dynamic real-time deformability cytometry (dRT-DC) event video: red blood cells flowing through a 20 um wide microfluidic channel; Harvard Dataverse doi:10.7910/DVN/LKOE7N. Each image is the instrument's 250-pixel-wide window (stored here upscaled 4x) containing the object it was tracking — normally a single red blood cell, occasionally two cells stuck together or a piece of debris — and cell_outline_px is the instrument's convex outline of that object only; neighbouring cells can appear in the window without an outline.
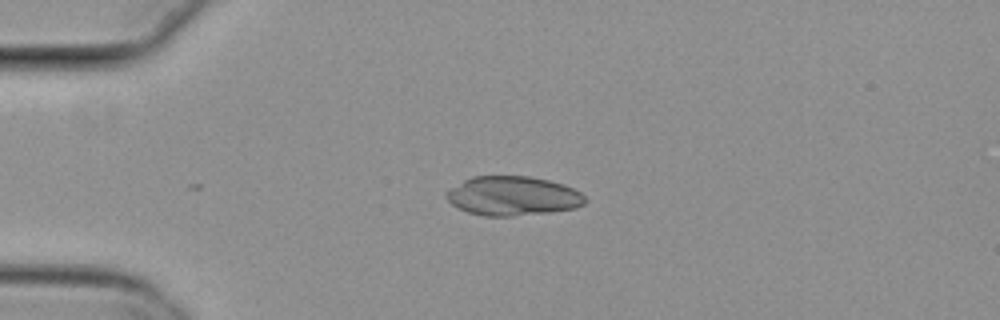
{"species": "common noctule bat (a hibernating species)", "species_latin": "Nyctalus noctula", "temperature_condition": "cold", "stored_images_in_passage": 4, "camera_frame_rate_fps": 3000, "um_per_image_px": 0.085, "animal": {"sex": "female", "body_mass_g": 29.2, "forearm_length_mm": 56.3}, "frame": {"image": 1, "passage_image": 4, "time_ms": 1.0, "image_size_px": [1000, 320], "cell_outline_px": [[588, 200], [584, 204], [576, 208], [552, 212], [512, 216], [484, 216], [468, 212], [452, 204], [444, 196], [444, 192], [464, 180], [472, 176], [528, 176], [548, 180], [564, 184], [580, 192]], "centroid_in_image_um": [43.6, 16.66], "position_along_channel_um": 41.4, "area_um2": 31.85}}